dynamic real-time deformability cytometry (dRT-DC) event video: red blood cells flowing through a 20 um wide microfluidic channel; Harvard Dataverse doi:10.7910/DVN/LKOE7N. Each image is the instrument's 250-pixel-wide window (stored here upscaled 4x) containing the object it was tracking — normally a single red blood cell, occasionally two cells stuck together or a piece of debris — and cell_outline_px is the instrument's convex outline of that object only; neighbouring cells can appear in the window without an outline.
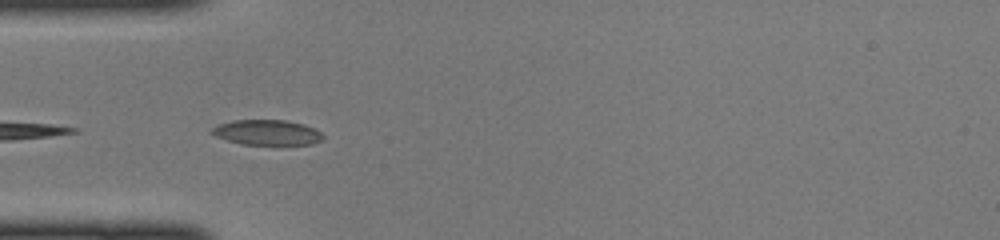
{"species": "common noctule bat (a hibernating species)", "species_latin": "Nyctalus noctula", "temperature_condition": "cold", "stored_images_in_passage": 31, "camera_frame_rate_fps": 3000, "um_per_image_px": 0.085, "animal": {"sex": "female", "body_mass_g": 22.0, "forearm_length_mm": 56.7}, "frame": {"image": 1, "passage_image": 2, "time_ms": 0.333, "image_size_px": [1000, 240], "cell_outline_px": [[324, 136], [320, 140], [312, 144], [240, 144], [216, 136], [208, 132], [208, 128], [216, 124], [232, 120], [284, 120], [304, 124], [320, 132]], "centroid_in_image_um": [22.6, 11.24], "position_along_channel_um": 62.4, "area_um2": 16.36}}
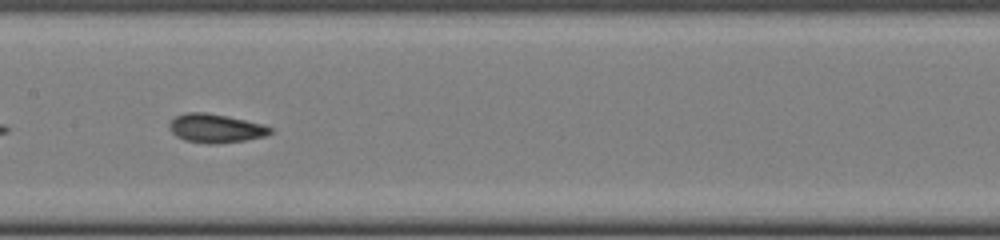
{"frame": {"image": 2, "passage_image": 11, "time_ms": 3.333, "image_size_px": [1000, 240], "cell_outline_px": [[272, 132], [264, 136], [244, 140], [216, 144], [208, 144], [184, 140], [176, 136], [172, 132], [168, 124], [176, 116], [184, 112], [204, 112], [244, 120], [260, 124], [272, 128]], "centroid_in_image_um": [18.28, 10.91], "position_along_channel_um": 189.1, "area_um2": 16.65}}
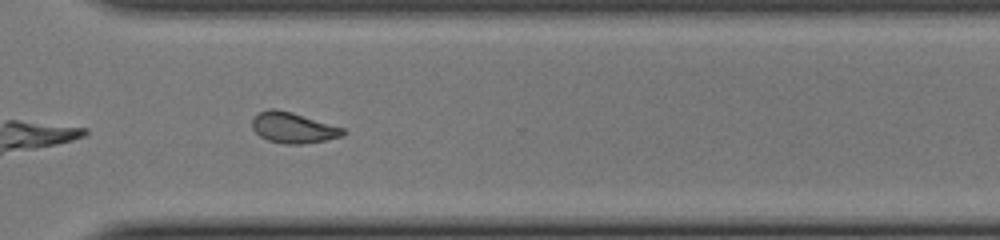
{"frame": {"image": 3, "passage_image": 22, "time_ms": 7.0, "image_size_px": [1000, 240], "cell_outline_px": [[348, 132], [344, 136], [304, 144], [284, 144], [268, 140], [260, 136], [252, 128], [252, 116], [256, 112], [268, 108], [276, 108], [292, 112], [344, 128]], "centroid_in_image_um": [24.9, 10.84], "position_along_channel_um": 345.7, "area_um2": 16.53}}